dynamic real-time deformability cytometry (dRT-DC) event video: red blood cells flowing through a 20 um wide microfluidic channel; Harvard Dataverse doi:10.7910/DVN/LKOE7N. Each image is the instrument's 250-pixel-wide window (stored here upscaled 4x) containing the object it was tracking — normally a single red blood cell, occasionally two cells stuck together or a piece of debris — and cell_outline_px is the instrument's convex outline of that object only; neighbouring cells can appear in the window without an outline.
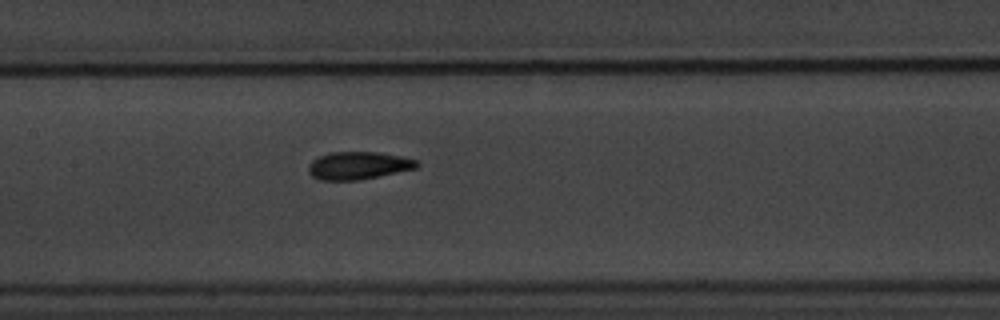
{"species": "common noctule bat (a hibernating species)", "species_latin": "Nyctalus noctula", "temperature_condition": "warm", "stored_images_in_passage": 9, "camera_frame_rate_fps": 3000, "um_per_image_px": 0.085, "animal": {"sex": "male", "body_mass_g": 20.1, "forearm_length_mm": 53.5}, "frame": {"image": 1, "passage_image": 9, "time_ms": 10.333, "image_size_px": [1000, 320], "cell_outline_px": [[420, 164], [416, 168], [360, 180], [320, 180], [312, 176], [308, 172], [308, 164], [312, 160], [328, 152], [380, 152], [400, 156], [416, 160]], "centroid_in_image_um": [30.43, 14.07], "position_along_channel_um": 177.0, "area_um2": 17.51}}